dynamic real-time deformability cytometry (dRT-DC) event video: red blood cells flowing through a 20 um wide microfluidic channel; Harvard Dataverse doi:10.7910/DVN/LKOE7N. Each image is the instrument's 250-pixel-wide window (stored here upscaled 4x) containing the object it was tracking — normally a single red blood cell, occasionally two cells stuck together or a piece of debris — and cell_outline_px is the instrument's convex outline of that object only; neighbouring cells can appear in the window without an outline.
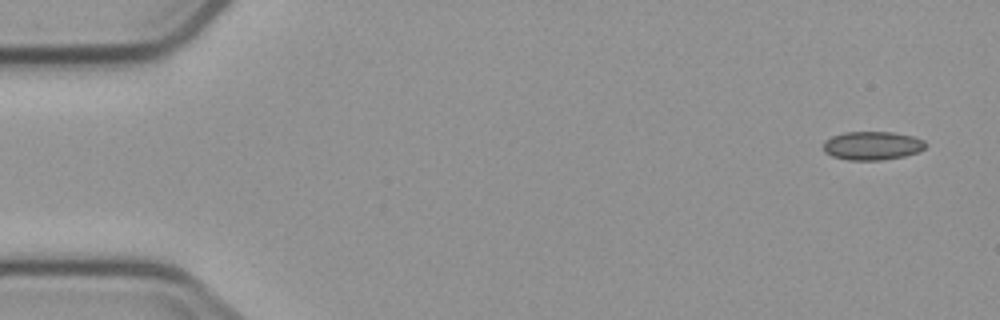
{"species": "common noctule bat (a hibernating species)", "species_latin": "Nyctalus noctula", "temperature_condition": "cold", "stored_images_in_passage": 5, "camera_frame_rate_fps": 3000, "um_per_image_px": 0.085, "animal": {"sex": "male", "body_mass_g": 23.1, "forearm_length_mm": 52.7}, "frame": {"image": 1, "passage_image": 1, "time_ms": 0.0, "image_size_px": [1000, 320], "cell_outline_px": [[928, 144], [920, 152], [904, 156], [880, 160], [848, 160], [832, 156], [824, 152], [824, 140], [832, 136], [844, 132], [892, 132], [912, 136], [924, 140]], "centroid_in_image_um": [74.15, 12.38], "position_along_channel_um": 10.8, "area_um2": 17.11}}
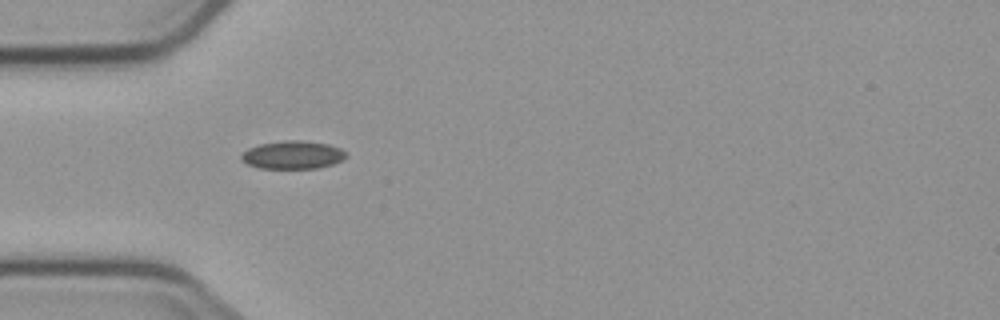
{"frame": {"image": 2, "passage_image": 5, "time_ms": 4.667, "image_size_px": [1000, 320], "cell_outline_px": [[348, 156], [332, 164], [316, 168], [260, 168], [248, 164], [240, 160], [240, 156], [248, 148], [260, 144], [284, 140], [300, 140], [328, 144], [340, 148], [348, 152]], "centroid_in_image_um": [24.88, 13.16], "position_along_channel_um": 60.1, "area_um2": 17.11}}